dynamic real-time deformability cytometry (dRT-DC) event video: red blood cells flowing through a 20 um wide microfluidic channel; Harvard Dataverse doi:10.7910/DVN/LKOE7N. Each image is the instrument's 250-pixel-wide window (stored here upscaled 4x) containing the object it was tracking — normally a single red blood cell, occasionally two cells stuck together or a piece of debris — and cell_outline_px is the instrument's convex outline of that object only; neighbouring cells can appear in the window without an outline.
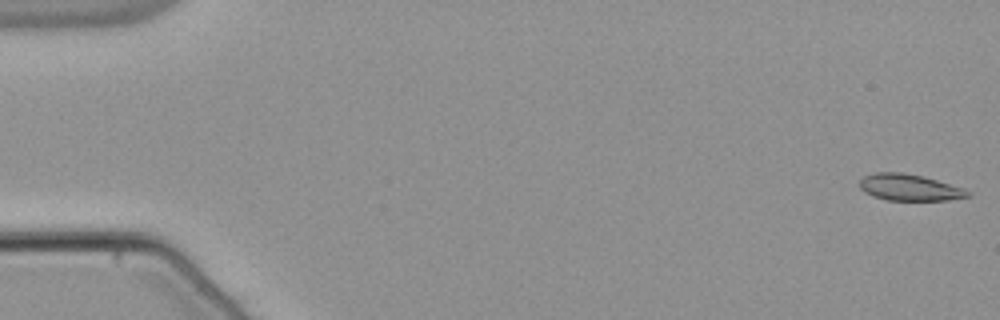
{"species": "common noctule bat (a hibernating species)", "species_latin": "Nyctalus noctula", "temperature_condition": "warm", "stored_images_in_passage": 54, "camera_frame_rate_fps": 3000, "um_per_image_px": 0.085, "animal": {"sex": "male", "body_mass_g": 21.5, "forearm_length_mm": 52.0}, "frame": {"image": 1, "passage_image": 1, "time_ms": 0.0, "image_size_px": [1000, 320], "cell_outline_px": [[972, 196], [948, 200], [884, 200], [872, 196], [864, 192], [860, 188], [860, 180], [864, 176], [876, 172], [904, 172], [924, 176], [964, 188], [972, 192]], "centroid_in_image_um": [77.32, 15.93], "position_along_channel_um": 7.7, "area_um2": 16.94}}
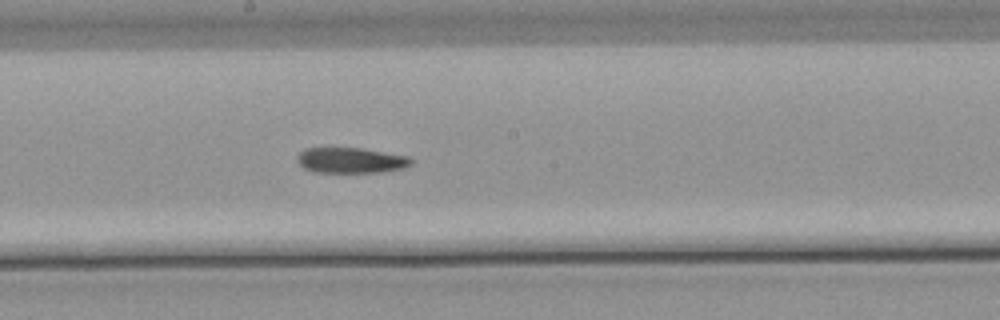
{"frame": {"image": 2, "passage_image": 30, "time_ms": 9.667, "image_size_px": [1000, 320], "cell_outline_px": [[412, 164], [404, 168], [380, 172], [316, 172], [304, 168], [296, 160], [300, 152], [304, 148], [360, 148], [408, 156], [412, 160]], "centroid_in_image_um": [29.82, 13.63], "position_along_channel_um": 218.4, "area_um2": 16.82}}
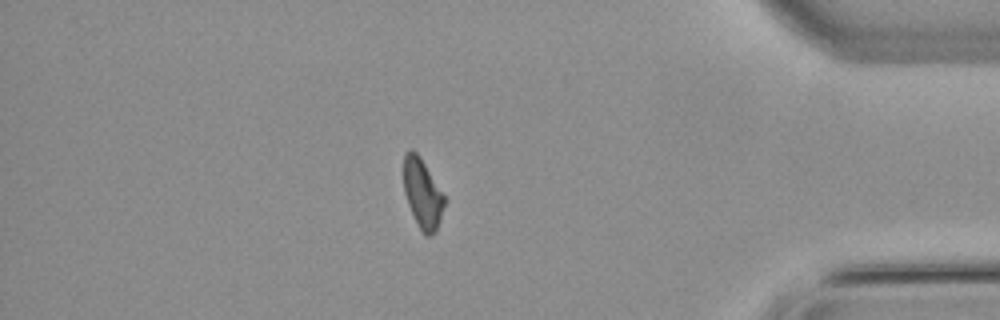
{"frame": {"image": 3, "passage_image": 47, "time_ms": 15.333, "image_size_px": [1000, 320], "cell_outline_px": [[444, 204], [440, 220], [436, 232], [428, 236], [424, 236], [408, 204], [404, 192], [404, 152], [408, 148], [412, 148], [420, 156], [444, 196]], "centroid_in_image_um": [35.89, 16.42], "position_along_channel_um": 399.3, "area_um2": 16.24}}